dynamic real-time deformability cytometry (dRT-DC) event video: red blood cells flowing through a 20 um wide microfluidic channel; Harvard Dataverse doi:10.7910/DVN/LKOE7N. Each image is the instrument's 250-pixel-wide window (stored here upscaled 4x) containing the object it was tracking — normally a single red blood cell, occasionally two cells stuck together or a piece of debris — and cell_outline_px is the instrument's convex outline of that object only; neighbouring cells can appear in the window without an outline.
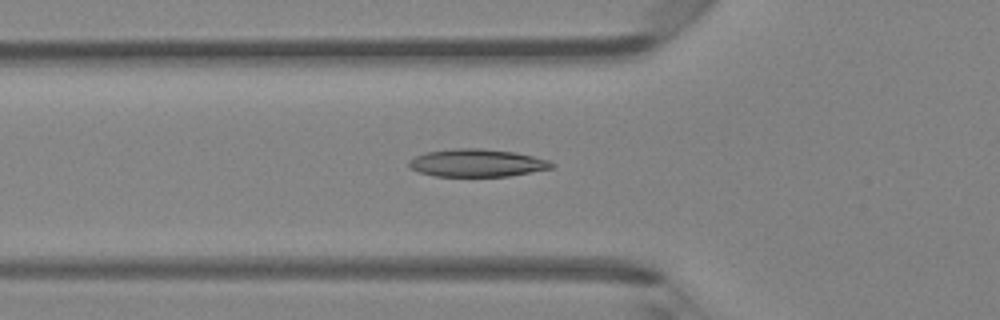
{"species": "Egyptian fruit bat (a non-hibernating species)", "species_latin": "Rousettus aegyptiacus", "temperature_condition": "room temperature", "stored_images_in_passage": 33, "camera_frame_rate_fps": 3000, "um_per_image_px": 0.085, "animal": {"sex": "female"}, "frame": {"image": 1, "passage_image": 2, "time_ms": 0.333, "image_size_px": [1000, 320], "cell_outline_px": [[556, 164], [552, 168], [508, 176], [436, 176], [420, 172], [412, 168], [408, 164], [408, 160], [416, 156], [428, 152], [456, 148], [480, 148], [516, 152], [548, 160]], "centroid_in_image_um": [40.56, 13.84], "position_along_channel_um": 85.2, "area_um2": 22.83}}
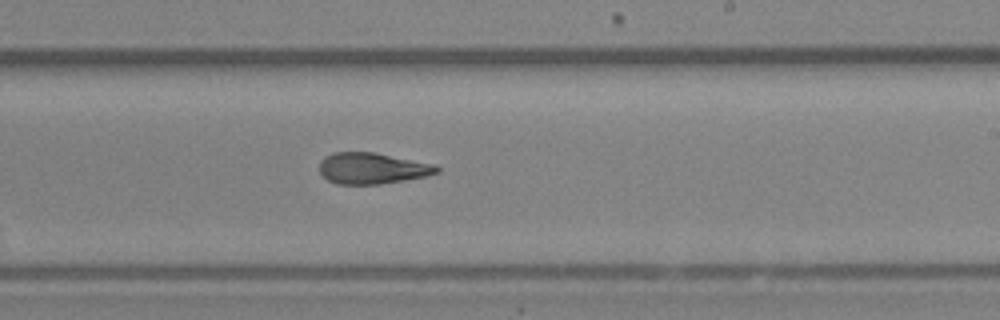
{"frame": {"image": 2, "passage_image": 14, "time_ms": 4.333, "image_size_px": [1000, 320], "cell_outline_px": [[440, 172], [424, 176], [404, 180], [380, 184], [336, 184], [328, 180], [320, 172], [320, 160], [324, 156], [332, 152], [372, 152], [436, 164], [440, 168]], "centroid_in_image_um": [31.63, 14.3], "position_along_channel_um": 257.4, "area_um2": 21.33}}
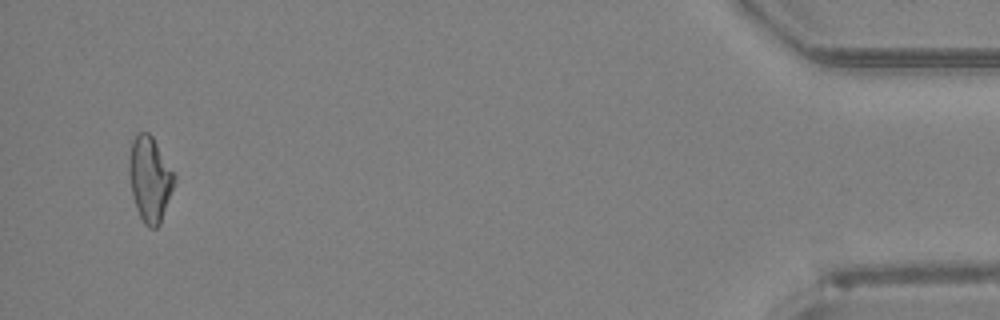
{"frame": {"image": 3, "passage_image": 31, "time_ms": 10.0, "image_size_px": [1000, 320], "cell_outline_px": [[176, 180], [160, 224], [156, 228], [148, 228], [144, 224], [136, 208], [132, 192], [128, 172], [128, 156], [132, 140], [136, 132], [148, 132], [152, 136], [176, 176]], "centroid_in_image_um": [12.72, 15.2], "position_along_channel_um": 422.5, "area_um2": 22.54}, "authors_computed_cell_mechanics": {"area_um2": 21.6172, "velocity_mm_per_s": 4.3207, "shape_relaxation_time_tau1_ms": null, "shape_relaxation_time_tau2_ms": 2.944, "deformation_change_tau1": null, "deformation_change_tau2": 0.1129}}